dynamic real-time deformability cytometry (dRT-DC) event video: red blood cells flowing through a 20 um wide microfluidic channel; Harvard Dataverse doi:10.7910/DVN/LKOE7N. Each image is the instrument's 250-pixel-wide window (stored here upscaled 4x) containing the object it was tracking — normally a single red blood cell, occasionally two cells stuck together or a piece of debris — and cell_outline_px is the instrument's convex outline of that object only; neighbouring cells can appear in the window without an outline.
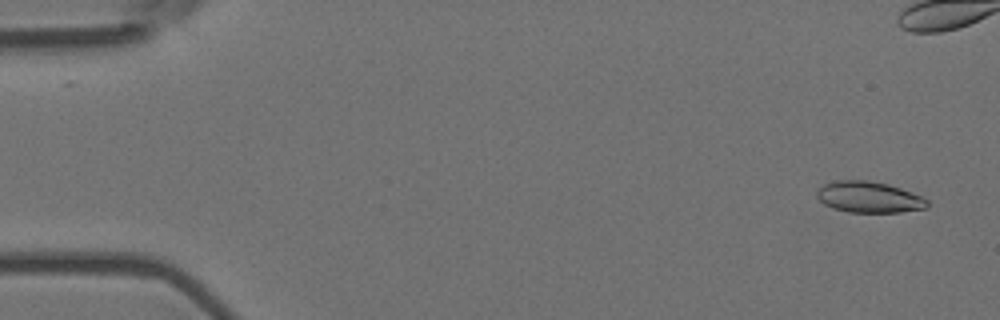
{"species": "Egyptian fruit bat (a non-hibernating species)", "species_latin": "Rousettus aegyptiacus", "temperature_condition": "room temperature", "stored_images_in_passage": 55, "camera_frame_rate_fps": 3000, "um_per_image_px": 0.085, "animal": {"sex": "female"}, "frame": {"image": 1, "passage_image": 2, "time_ms": 0.333, "image_size_px": [1000, 320], "cell_outline_px": [[928, 208], [900, 212], [848, 212], [832, 208], [824, 204], [816, 196], [816, 188], [824, 184], [836, 180], [868, 180], [888, 184], [900, 188], [920, 196], [928, 200]], "centroid_in_image_um": [73.82, 16.75], "position_along_channel_um": 11.2, "area_um2": 20.11}}
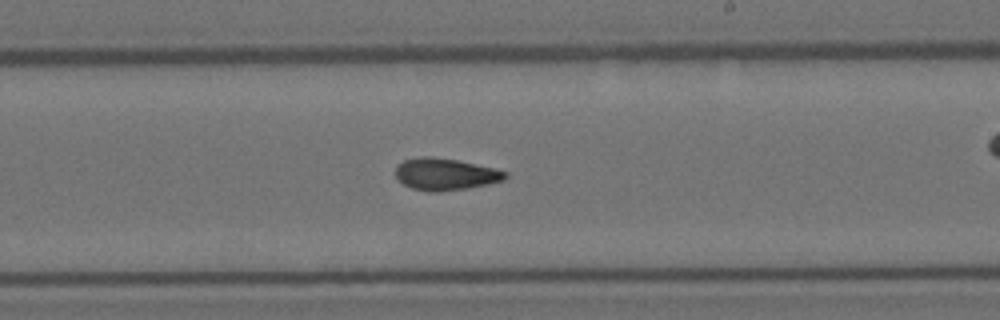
{"frame": {"image": 2, "passage_image": 32, "time_ms": 10.333, "image_size_px": [1000, 320], "cell_outline_px": [[508, 176], [504, 180], [488, 184], [468, 188], [440, 192], [432, 192], [412, 188], [404, 184], [396, 176], [396, 168], [404, 160], [424, 156], [432, 156], [456, 160], [496, 168], [508, 172]], "centroid_in_image_um": [37.9, 14.81], "position_along_channel_um": 251.1, "area_um2": 20.35}}
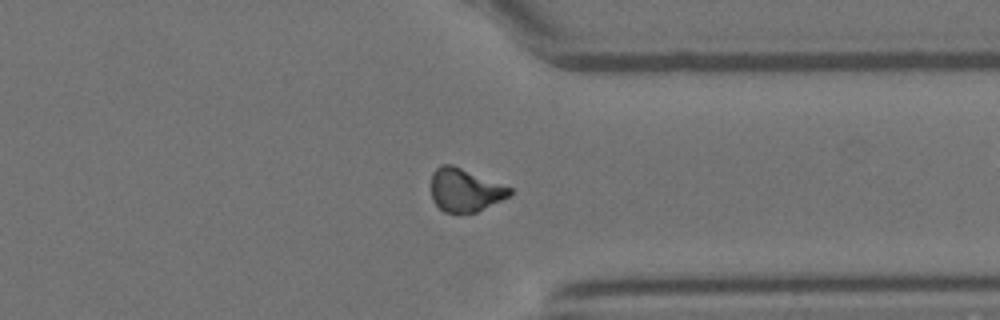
{"frame": {"image": 3, "passage_image": 42, "time_ms": 13.667, "image_size_px": [1000, 320], "cell_outline_px": [[512, 192], [508, 196], [476, 212], [456, 216], [444, 212], [432, 200], [432, 172], [440, 164], [452, 164], [512, 188]], "centroid_in_image_um": [39.48, 16.18], "position_along_channel_um": 371.9, "area_um2": 19.88}, "authors_computed_cell_mechanics": {"area_um2": 20.0566, "velocity_mm_per_s": 3.6897, "shape_relaxation_time_tau1_ms": 11.2639, "shape_relaxation_time_tau2_ms": 3.9378, "deformation_change_tau1": 0.2469, "deformation_change_tau2": 0.1047}}